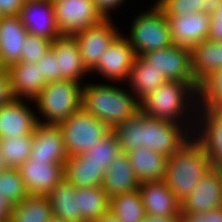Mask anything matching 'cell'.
Masks as SVG:
<instances>
[{
    "mask_svg": "<svg viewBox=\"0 0 222 222\" xmlns=\"http://www.w3.org/2000/svg\"><path fill=\"white\" fill-rule=\"evenodd\" d=\"M18 170L29 194L48 195L64 178V165L29 158Z\"/></svg>",
    "mask_w": 222,
    "mask_h": 222,
    "instance_id": "15",
    "label": "cell"
},
{
    "mask_svg": "<svg viewBox=\"0 0 222 222\" xmlns=\"http://www.w3.org/2000/svg\"><path fill=\"white\" fill-rule=\"evenodd\" d=\"M191 138L192 133L184 125L143 114V147L168 158Z\"/></svg>",
    "mask_w": 222,
    "mask_h": 222,
    "instance_id": "7",
    "label": "cell"
},
{
    "mask_svg": "<svg viewBox=\"0 0 222 222\" xmlns=\"http://www.w3.org/2000/svg\"><path fill=\"white\" fill-rule=\"evenodd\" d=\"M28 104H27V103ZM30 100L11 98L0 106V138H15L33 134L38 123Z\"/></svg>",
    "mask_w": 222,
    "mask_h": 222,
    "instance_id": "13",
    "label": "cell"
},
{
    "mask_svg": "<svg viewBox=\"0 0 222 222\" xmlns=\"http://www.w3.org/2000/svg\"><path fill=\"white\" fill-rule=\"evenodd\" d=\"M52 41L33 34L26 36L20 61L28 63L38 62L50 50Z\"/></svg>",
    "mask_w": 222,
    "mask_h": 222,
    "instance_id": "37",
    "label": "cell"
},
{
    "mask_svg": "<svg viewBox=\"0 0 222 222\" xmlns=\"http://www.w3.org/2000/svg\"><path fill=\"white\" fill-rule=\"evenodd\" d=\"M138 190L141 194L146 215L179 217L181 203L170 191L164 180L141 182Z\"/></svg>",
    "mask_w": 222,
    "mask_h": 222,
    "instance_id": "20",
    "label": "cell"
},
{
    "mask_svg": "<svg viewBox=\"0 0 222 222\" xmlns=\"http://www.w3.org/2000/svg\"><path fill=\"white\" fill-rule=\"evenodd\" d=\"M165 15H186L203 12V0H156Z\"/></svg>",
    "mask_w": 222,
    "mask_h": 222,
    "instance_id": "38",
    "label": "cell"
},
{
    "mask_svg": "<svg viewBox=\"0 0 222 222\" xmlns=\"http://www.w3.org/2000/svg\"><path fill=\"white\" fill-rule=\"evenodd\" d=\"M5 70V68L0 63V74Z\"/></svg>",
    "mask_w": 222,
    "mask_h": 222,
    "instance_id": "51",
    "label": "cell"
},
{
    "mask_svg": "<svg viewBox=\"0 0 222 222\" xmlns=\"http://www.w3.org/2000/svg\"><path fill=\"white\" fill-rule=\"evenodd\" d=\"M52 218L48 196L29 194L12 206L9 222H49Z\"/></svg>",
    "mask_w": 222,
    "mask_h": 222,
    "instance_id": "29",
    "label": "cell"
},
{
    "mask_svg": "<svg viewBox=\"0 0 222 222\" xmlns=\"http://www.w3.org/2000/svg\"><path fill=\"white\" fill-rule=\"evenodd\" d=\"M19 17L29 34L51 41L62 36L56 23L52 0H25Z\"/></svg>",
    "mask_w": 222,
    "mask_h": 222,
    "instance_id": "14",
    "label": "cell"
},
{
    "mask_svg": "<svg viewBox=\"0 0 222 222\" xmlns=\"http://www.w3.org/2000/svg\"><path fill=\"white\" fill-rule=\"evenodd\" d=\"M27 35L19 15L0 17V63L5 69L20 61Z\"/></svg>",
    "mask_w": 222,
    "mask_h": 222,
    "instance_id": "22",
    "label": "cell"
},
{
    "mask_svg": "<svg viewBox=\"0 0 222 222\" xmlns=\"http://www.w3.org/2000/svg\"><path fill=\"white\" fill-rule=\"evenodd\" d=\"M6 168L7 167H6V165L4 163V160H3V158H2V156L0 154V171H4Z\"/></svg>",
    "mask_w": 222,
    "mask_h": 222,
    "instance_id": "49",
    "label": "cell"
},
{
    "mask_svg": "<svg viewBox=\"0 0 222 222\" xmlns=\"http://www.w3.org/2000/svg\"><path fill=\"white\" fill-rule=\"evenodd\" d=\"M0 194L11 205L20 203L29 195L17 168L0 171Z\"/></svg>",
    "mask_w": 222,
    "mask_h": 222,
    "instance_id": "35",
    "label": "cell"
},
{
    "mask_svg": "<svg viewBox=\"0 0 222 222\" xmlns=\"http://www.w3.org/2000/svg\"><path fill=\"white\" fill-rule=\"evenodd\" d=\"M68 156L85 154L111 129L82 107L59 124Z\"/></svg>",
    "mask_w": 222,
    "mask_h": 222,
    "instance_id": "6",
    "label": "cell"
},
{
    "mask_svg": "<svg viewBox=\"0 0 222 222\" xmlns=\"http://www.w3.org/2000/svg\"><path fill=\"white\" fill-rule=\"evenodd\" d=\"M134 174L141 182L162 181L165 178L167 157L149 148L140 147L127 153Z\"/></svg>",
    "mask_w": 222,
    "mask_h": 222,
    "instance_id": "26",
    "label": "cell"
},
{
    "mask_svg": "<svg viewBox=\"0 0 222 222\" xmlns=\"http://www.w3.org/2000/svg\"><path fill=\"white\" fill-rule=\"evenodd\" d=\"M25 0H0V17L20 14Z\"/></svg>",
    "mask_w": 222,
    "mask_h": 222,
    "instance_id": "43",
    "label": "cell"
},
{
    "mask_svg": "<svg viewBox=\"0 0 222 222\" xmlns=\"http://www.w3.org/2000/svg\"><path fill=\"white\" fill-rule=\"evenodd\" d=\"M140 181L134 174L129 157L122 152L107 168L102 182L103 190L112 197L130 191H138Z\"/></svg>",
    "mask_w": 222,
    "mask_h": 222,
    "instance_id": "24",
    "label": "cell"
},
{
    "mask_svg": "<svg viewBox=\"0 0 222 222\" xmlns=\"http://www.w3.org/2000/svg\"><path fill=\"white\" fill-rule=\"evenodd\" d=\"M222 206V169H212L182 200V213H204Z\"/></svg>",
    "mask_w": 222,
    "mask_h": 222,
    "instance_id": "16",
    "label": "cell"
},
{
    "mask_svg": "<svg viewBox=\"0 0 222 222\" xmlns=\"http://www.w3.org/2000/svg\"><path fill=\"white\" fill-rule=\"evenodd\" d=\"M114 21L112 18L103 19L72 35L78 44L83 64L89 73L97 66L104 50L121 33Z\"/></svg>",
    "mask_w": 222,
    "mask_h": 222,
    "instance_id": "10",
    "label": "cell"
},
{
    "mask_svg": "<svg viewBox=\"0 0 222 222\" xmlns=\"http://www.w3.org/2000/svg\"><path fill=\"white\" fill-rule=\"evenodd\" d=\"M36 65L39 66L41 74H45V81L47 83L59 81V72H57V58L51 49L48 50L38 62H36Z\"/></svg>",
    "mask_w": 222,
    "mask_h": 222,
    "instance_id": "39",
    "label": "cell"
},
{
    "mask_svg": "<svg viewBox=\"0 0 222 222\" xmlns=\"http://www.w3.org/2000/svg\"><path fill=\"white\" fill-rule=\"evenodd\" d=\"M109 210L120 222H141L146 217L139 190L110 197Z\"/></svg>",
    "mask_w": 222,
    "mask_h": 222,
    "instance_id": "31",
    "label": "cell"
},
{
    "mask_svg": "<svg viewBox=\"0 0 222 222\" xmlns=\"http://www.w3.org/2000/svg\"><path fill=\"white\" fill-rule=\"evenodd\" d=\"M143 57L167 80L187 82L196 91L198 90L199 83L192 73L189 48L172 44L170 47L145 53Z\"/></svg>",
    "mask_w": 222,
    "mask_h": 222,
    "instance_id": "8",
    "label": "cell"
},
{
    "mask_svg": "<svg viewBox=\"0 0 222 222\" xmlns=\"http://www.w3.org/2000/svg\"><path fill=\"white\" fill-rule=\"evenodd\" d=\"M151 5L149 10L134 15L132 25L128 29L129 36L124 35L137 56L173 44L166 15L157 4Z\"/></svg>",
    "mask_w": 222,
    "mask_h": 222,
    "instance_id": "5",
    "label": "cell"
},
{
    "mask_svg": "<svg viewBox=\"0 0 222 222\" xmlns=\"http://www.w3.org/2000/svg\"><path fill=\"white\" fill-rule=\"evenodd\" d=\"M166 17L174 45L191 49L195 44L208 39L210 15L197 12L186 15H166Z\"/></svg>",
    "mask_w": 222,
    "mask_h": 222,
    "instance_id": "17",
    "label": "cell"
},
{
    "mask_svg": "<svg viewBox=\"0 0 222 222\" xmlns=\"http://www.w3.org/2000/svg\"><path fill=\"white\" fill-rule=\"evenodd\" d=\"M98 12L104 19H110L112 11L127 2L126 0H93Z\"/></svg>",
    "mask_w": 222,
    "mask_h": 222,
    "instance_id": "42",
    "label": "cell"
},
{
    "mask_svg": "<svg viewBox=\"0 0 222 222\" xmlns=\"http://www.w3.org/2000/svg\"><path fill=\"white\" fill-rule=\"evenodd\" d=\"M222 0H203V12L212 16Z\"/></svg>",
    "mask_w": 222,
    "mask_h": 222,
    "instance_id": "46",
    "label": "cell"
},
{
    "mask_svg": "<svg viewBox=\"0 0 222 222\" xmlns=\"http://www.w3.org/2000/svg\"><path fill=\"white\" fill-rule=\"evenodd\" d=\"M53 218L63 222H82L78 215V188L63 178L47 195Z\"/></svg>",
    "mask_w": 222,
    "mask_h": 222,
    "instance_id": "27",
    "label": "cell"
},
{
    "mask_svg": "<svg viewBox=\"0 0 222 222\" xmlns=\"http://www.w3.org/2000/svg\"><path fill=\"white\" fill-rule=\"evenodd\" d=\"M141 222H180V219L179 217H159L146 215Z\"/></svg>",
    "mask_w": 222,
    "mask_h": 222,
    "instance_id": "47",
    "label": "cell"
},
{
    "mask_svg": "<svg viewBox=\"0 0 222 222\" xmlns=\"http://www.w3.org/2000/svg\"><path fill=\"white\" fill-rule=\"evenodd\" d=\"M12 206L6 199L0 194V221L9 222Z\"/></svg>",
    "mask_w": 222,
    "mask_h": 222,
    "instance_id": "45",
    "label": "cell"
},
{
    "mask_svg": "<svg viewBox=\"0 0 222 222\" xmlns=\"http://www.w3.org/2000/svg\"><path fill=\"white\" fill-rule=\"evenodd\" d=\"M168 81L162 73L158 72L142 55H138L131 67L127 85L140 103L150 95L158 86ZM127 83V84H126Z\"/></svg>",
    "mask_w": 222,
    "mask_h": 222,
    "instance_id": "25",
    "label": "cell"
},
{
    "mask_svg": "<svg viewBox=\"0 0 222 222\" xmlns=\"http://www.w3.org/2000/svg\"><path fill=\"white\" fill-rule=\"evenodd\" d=\"M11 98H13V96L10 90L9 74L5 69L0 74V106L7 103Z\"/></svg>",
    "mask_w": 222,
    "mask_h": 222,
    "instance_id": "44",
    "label": "cell"
},
{
    "mask_svg": "<svg viewBox=\"0 0 222 222\" xmlns=\"http://www.w3.org/2000/svg\"><path fill=\"white\" fill-rule=\"evenodd\" d=\"M180 222H222V206L204 213H182Z\"/></svg>",
    "mask_w": 222,
    "mask_h": 222,
    "instance_id": "40",
    "label": "cell"
},
{
    "mask_svg": "<svg viewBox=\"0 0 222 222\" xmlns=\"http://www.w3.org/2000/svg\"><path fill=\"white\" fill-rule=\"evenodd\" d=\"M30 158L64 165L69 157L59 125L37 123Z\"/></svg>",
    "mask_w": 222,
    "mask_h": 222,
    "instance_id": "18",
    "label": "cell"
},
{
    "mask_svg": "<svg viewBox=\"0 0 222 222\" xmlns=\"http://www.w3.org/2000/svg\"><path fill=\"white\" fill-rule=\"evenodd\" d=\"M50 49L57 58L59 80L82 83V79L89 72L83 64L76 40L72 36H61L52 41Z\"/></svg>",
    "mask_w": 222,
    "mask_h": 222,
    "instance_id": "21",
    "label": "cell"
},
{
    "mask_svg": "<svg viewBox=\"0 0 222 222\" xmlns=\"http://www.w3.org/2000/svg\"><path fill=\"white\" fill-rule=\"evenodd\" d=\"M136 57L135 50L122 32L104 50L97 66L89 74L96 72L109 82L125 83Z\"/></svg>",
    "mask_w": 222,
    "mask_h": 222,
    "instance_id": "11",
    "label": "cell"
},
{
    "mask_svg": "<svg viewBox=\"0 0 222 222\" xmlns=\"http://www.w3.org/2000/svg\"><path fill=\"white\" fill-rule=\"evenodd\" d=\"M13 98L34 101L46 86L45 74L36 63L19 61L7 69Z\"/></svg>",
    "mask_w": 222,
    "mask_h": 222,
    "instance_id": "19",
    "label": "cell"
},
{
    "mask_svg": "<svg viewBox=\"0 0 222 222\" xmlns=\"http://www.w3.org/2000/svg\"><path fill=\"white\" fill-rule=\"evenodd\" d=\"M190 50L191 69L198 83L209 73L222 68V42L207 39L195 44Z\"/></svg>",
    "mask_w": 222,
    "mask_h": 222,
    "instance_id": "28",
    "label": "cell"
},
{
    "mask_svg": "<svg viewBox=\"0 0 222 222\" xmlns=\"http://www.w3.org/2000/svg\"><path fill=\"white\" fill-rule=\"evenodd\" d=\"M112 132L126 154L143 147V113L138 111L131 119L115 126Z\"/></svg>",
    "mask_w": 222,
    "mask_h": 222,
    "instance_id": "34",
    "label": "cell"
},
{
    "mask_svg": "<svg viewBox=\"0 0 222 222\" xmlns=\"http://www.w3.org/2000/svg\"><path fill=\"white\" fill-rule=\"evenodd\" d=\"M208 39L213 42H222V3L211 16Z\"/></svg>",
    "mask_w": 222,
    "mask_h": 222,
    "instance_id": "41",
    "label": "cell"
},
{
    "mask_svg": "<svg viewBox=\"0 0 222 222\" xmlns=\"http://www.w3.org/2000/svg\"><path fill=\"white\" fill-rule=\"evenodd\" d=\"M110 197L102 186L78 188V215L82 222H93L109 211Z\"/></svg>",
    "mask_w": 222,
    "mask_h": 222,
    "instance_id": "30",
    "label": "cell"
},
{
    "mask_svg": "<svg viewBox=\"0 0 222 222\" xmlns=\"http://www.w3.org/2000/svg\"><path fill=\"white\" fill-rule=\"evenodd\" d=\"M93 222H120L118 218L109 210L101 217L95 219Z\"/></svg>",
    "mask_w": 222,
    "mask_h": 222,
    "instance_id": "48",
    "label": "cell"
},
{
    "mask_svg": "<svg viewBox=\"0 0 222 222\" xmlns=\"http://www.w3.org/2000/svg\"><path fill=\"white\" fill-rule=\"evenodd\" d=\"M82 86L83 83L73 80L48 82L33 101L38 122L59 125L78 111L82 103Z\"/></svg>",
    "mask_w": 222,
    "mask_h": 222,
    "instance_id": "4",
    "label": "cell"
},
{
    "mask_svg": "<svg viewBox=\"0 0 222 222\" xmlns=\"http://www.w3.org/2000/svg\"><path fill=\"white\" fill-rule=\"evenodd\" d=\"M105 172L87 153L69 156L64 163V178L76 188L101 186Z\"/></svg>",
    "mask_w": 222,
    "mask_h": 222,
    "instance_id": "23",
    "label": "cell"
},
{
    "mask_svg": "<svg viewBox=\"0 0 222 222\" xmlns=\"http://www.w3.org/2000/svg\"><path fill=\"white\" fill-rule=\"evenodd\" d=\"M56 23L62 36H72L104 18L93 0H52Z\"/></svg>",
    "mask_w": 222,
    "mask_h": 222,
    "instance_id": "9",
    "label": "cell"
},
{
    "mask_svg": "<svg viewBox=\"0 0 222 222\" xmlns=\"http://www.w3.org/2000/svg\"><path fill=\"white\" fill-rule=\"evenodd\" d=\"M197 108V91L180 80L166 81L140 102V111L146 116L182 124L192 134Z\"/></svg>",
    "mask_w": 222,
    "mask_h": 222,
    "instance_id": "1",
    "label": "cell"
},
{
    "mask_svg": "<svg viewBox=\"0 0 222 222\" xmlns=\"http://www.w3.org/2000/svg\"><path fill=\"white\" fill-rule=\"evenodd\" d=\"M212 169L206 151L192 137L167 158L164 181L181 203Z\"/></svg>",
    "mask_w": 222,
    "mask_h": 222,
    "instance_id": "3",
    "label": "cell"
},
{
    "mask_svg": "<svg viewBox=\"0 0 222 222\" xmlns=\"http://www.w3.org/2000/svg\"><path fill=\"white\" fill-rule=\"evenodd\" d=\"M33 135L0 138V154L7 168H17L30 158Z\"/></svg>",
    "mask_w": 222,
    "mask_h": 222,
    "instance_id": "32",
    "label": "cell"
},
{
    "mask_svg": "<svg viewBox=\"0 0 222 222\" xmlns=\"http://www.w3.org/2000/svg\"><path fill=\"white\" fill-rule=\"evenodd\" d=\"M49 222H63L62 220L56 219V218H52Z\"/></svg>",
    "mask_w": 222,
    "mask_h": 222,
    "instance_id": "50",
    "label": "cell"
},
{
    "mask_svg": "<svg viewBox=\"0 0 222 222\" xmlns=\"http://www.w3.org/2000/svg\"><path fill=\"white\" fill-rule=\"evenodd\" d=\"M121 153L120 143L117 141L112 130L102 137L99 142L87 152L88 159L100 164L105 170H107L112 161Z\"/></svg>",
    "mask_w": 222,
    "mask_h": 222,
    "instance_id": "36",
    "label": "cell"
},
{
    "mask_svg": "<svg viewBox=\"0 0 222 222\" xmlns=\"http://www.w3.org/2000/svg\"><path fill=\"white\" fill-rule=\"evenodd\" d=\"M197 109H222V68L204 77L197 90Z\"/></svg>",
    "mask_w": 222,
    "mask_h": 222,
    "instance_id": "33",
    "label": "cell"
},
{
    "mask_svg": "<svg viewBox=\"0 0 222 222\" xmlns=\"http://www.w3.org/2000/svg\"><path fill=\"white\" fill-rule=\"evenodd\" d=\"M192 137L204 148L214 169H222V109H197Z\"/></svg>",
    "mask_w": 222,
    "mask_h": 222,
    "instance_id": "12",
    "label": "cell"
},
{
    "mask_svg": "<svg viewBox=\"0 0 222 222\" xmlns=\"http://www.w3.org/2000/svg\"><path fill=\"white\" fill-rule=\"evenodd\" d=\"M108 83L83 84L81 107L112 130L140 111V103L128 88H122L125 83Z\"/></svg>",
    "mask_w": 222,
    "mask_h": 222,
    "instance_id": "2",
    "label": "cell"
}]
</instances>
